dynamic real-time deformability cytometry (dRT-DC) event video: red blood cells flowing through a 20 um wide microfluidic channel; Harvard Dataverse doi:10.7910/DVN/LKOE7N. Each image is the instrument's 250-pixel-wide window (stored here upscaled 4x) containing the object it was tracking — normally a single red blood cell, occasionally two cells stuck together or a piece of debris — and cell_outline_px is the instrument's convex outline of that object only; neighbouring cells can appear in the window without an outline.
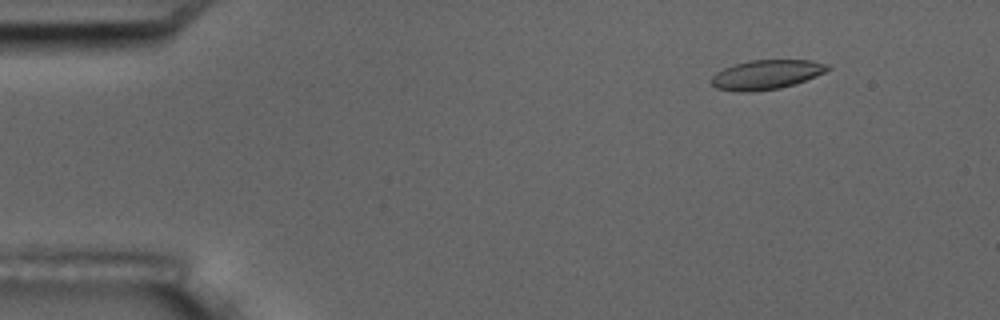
{"species": "common noctule bat (a hibernating species)", "species_latin": "Nyctalus noctula", "temperature_condition": "room temperature", "stored_images_in_passage": 4, "camera_frame_rate_fps": 3000, "um_per_image_px": 0.085, "animal": {"sex": "male", "body_mass_g": 17.5, "forearm_length_mm": 52.3}, "frame": {"image": 1, "passage_image": 1, "time_ms": 0.0, "image_size_px": [1000, 320], "cell_outline_px": [[832, 68], [816, 76], [780, 88], [752, 92], [736, 92], [716, 88], [712, 84], [712, 76], [716, 72], [724, 68], [748, 60], [812, 60], [828, 64]], "centroid_in_image_um": [65.13, 6.34], "position_along_channel_um": 19.9, "area_um2": 19.88}}
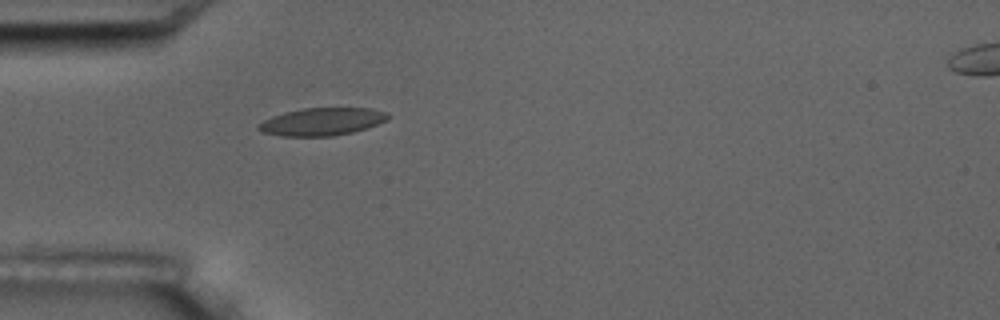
{"frame": {"image": 2, "passage_image": 4, "time_ms": 3.333, "image_size_px": [1000, 320], "cell_outline_px": [[392, 116], [388, 120], [352, 132], [332, 136], [284, 136], [264, 132], [256, 128], [256, 124], [272, 116], [284, 112], [304, 108], [368, 108], [388, 112]], "centroid_in_image_um": [27.37, 10.33], "position_along_channel_um": 57.6, "area_um2": 20.81}}